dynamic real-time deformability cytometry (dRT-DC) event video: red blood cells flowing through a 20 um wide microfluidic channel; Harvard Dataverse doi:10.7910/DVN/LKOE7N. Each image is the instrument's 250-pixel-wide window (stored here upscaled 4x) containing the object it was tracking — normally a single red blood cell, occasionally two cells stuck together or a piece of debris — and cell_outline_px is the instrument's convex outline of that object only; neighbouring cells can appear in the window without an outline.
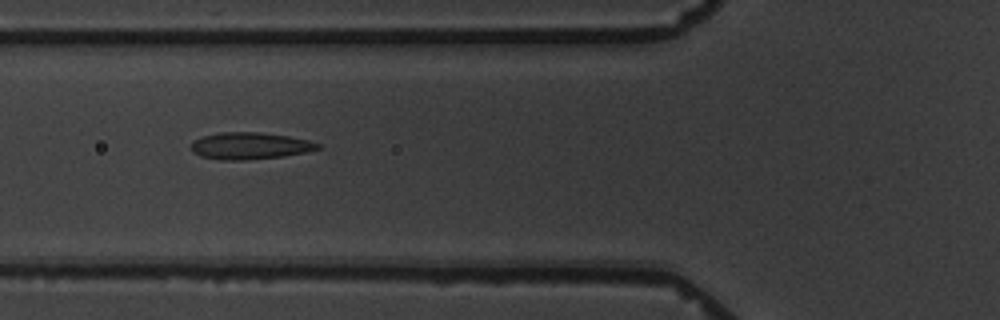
{"species": "common noctule bat (a hibernating species)", "species_latin": "Nyctalus noctula", "temperature_condition": "warm", "stored_images_in_passage": 3, "camera_frame_rate_fps": 3000, "um_per_image_px": 0.085, "animal": {"sex": "male", "body_mass_g": 19.5, "forearm_length_mm": 54.6}, "frame": {"image": 1, "passage_image": 2, "time_ms": 1.333, "image_size_px": [1000, 320], "cell_outline_px": [[320, 148], [308, 152], [284, 156], [248, 160], [220, 160], [200, 156], [192, 152], [188, 144], [192, 140], [204, 136], [220, 132], [260, 132], [288, 136], [308, 140], [320, 144]], "centroid_in_image_um": [21.19, 12.4], "position_along_channel_um": 104.6, "area_um2": 20.11}}
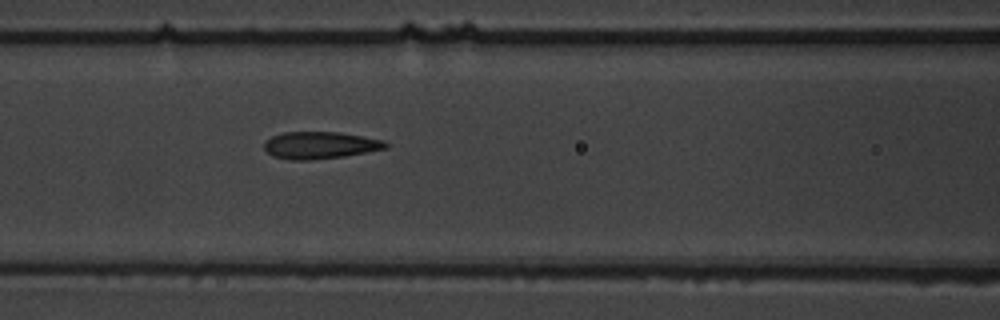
{"frame": {"image": 2, "passage_image": 3, "time_ms": 2.333, "image_size_px": [1000, 320], "cell_outline_px": [[388, 148], [344, 156], [308, 160], [292, 160], [272, 156], [264, 148], [264, 140], [272, 136], [284, 132], [340, 132], [384, 140], [388, 144]], "centroid_in_image_um": [27.19, 12.34], "position_along_channel_um": 139.4, "area_um2": 19.19}}